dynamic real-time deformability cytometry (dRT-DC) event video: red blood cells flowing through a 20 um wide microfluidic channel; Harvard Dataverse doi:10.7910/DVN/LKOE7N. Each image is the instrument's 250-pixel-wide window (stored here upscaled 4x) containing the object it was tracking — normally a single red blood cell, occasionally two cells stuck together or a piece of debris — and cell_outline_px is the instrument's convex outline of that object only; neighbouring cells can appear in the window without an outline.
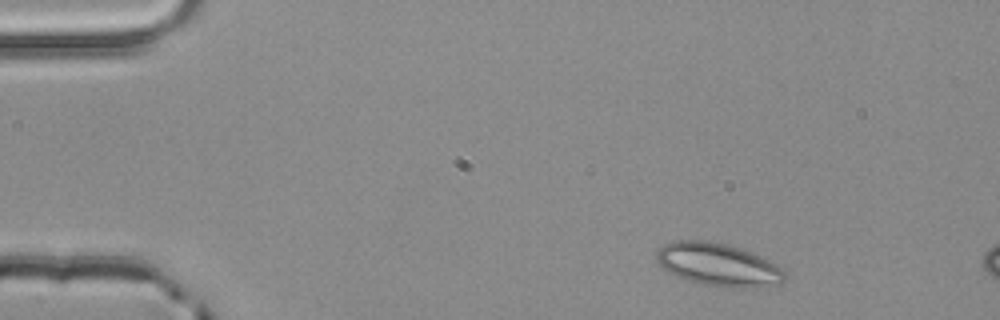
{"species": "common noctule bat (a hibernating species)", "species_latin": "Nyctalus noctula", "temperature_condition": "room temperature", "stored_images_in_passage": 3, "camera_frame_rate_fps": 3000, "um_per_image_px": 0.085, "animal": {"sex": "male", "body_mass_g": 20.4}, "frame": {"image": 1, "passage_image": 1, "time_ms": 0.0, "image_size_px": [1000, 320], "cell_outline_px": [[784, 280], [780, 284], [748, 288], [736, 288], [704, 284], [688, 280], [668, 272], [656, 260], [656, 252], [664, 244], [676, 240], [708, 240], [740, 248], [760, 256], [768, 260], [780, 268], [784, 272]], "centroid_in_image_um": [61.02, 22.49], "position_along_channel_um": 24.0, "area_um2": 31.67}}